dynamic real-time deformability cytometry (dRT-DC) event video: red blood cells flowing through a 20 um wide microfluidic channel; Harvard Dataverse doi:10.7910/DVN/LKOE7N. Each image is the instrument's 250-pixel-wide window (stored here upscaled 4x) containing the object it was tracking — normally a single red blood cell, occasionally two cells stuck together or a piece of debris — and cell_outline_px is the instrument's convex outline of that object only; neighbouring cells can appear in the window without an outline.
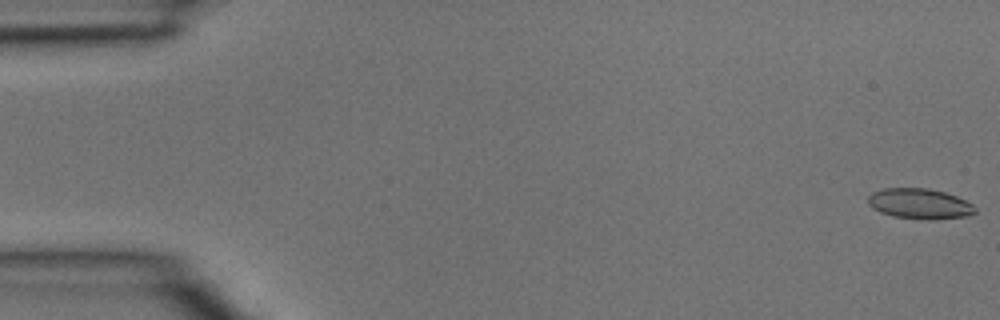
{"species": "common noctule bat (a hibernating species)", "species_latin": "Nyctalus noctula", "temperature_condition": "room temperature", "stored_images_in_passage": 5, "camera_frame_rate_fps": 3000, "um_per_image_px": 0.085, "animal": {"sex": "male", "body_mass_g": 15.6}, "frame": {"image": 1, "passage_image": 1, "time_ms": 0.0, "image_size_px": [1000, 320], "cell_outline_px": [[976, 212], [968, 216], [932, 220], [928, 220], [892, 216], [880, 212], [872, 208], [868, 204], [868, 196], [872, 192], [884, 188], [928, 188], [944, 192], [956, 196], [972, 204], [976, 208]], "centroid_in_image_um": [78.16, 17.32], "position_along_channel_um": 6.8, "area_um2": 19.07}}
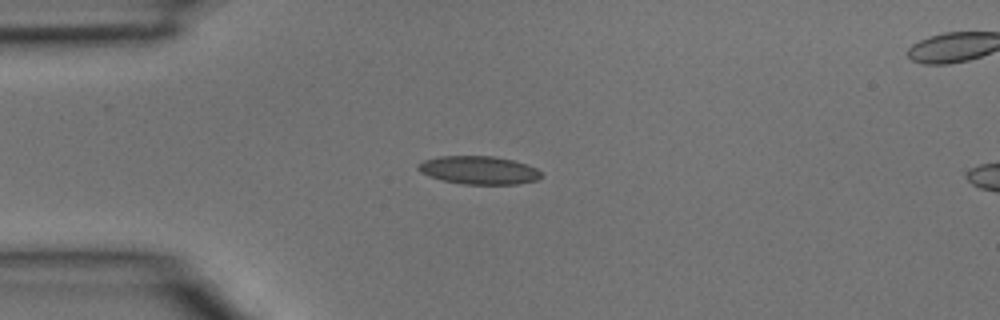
{"frame": {"image": 2, "passage_image": 4, "time_ms": 1.0, "image_size_px": [1000, 320], "cell_outline_px": [[544, 176], [536, 180], [516, 184], [464, 184], [444, 180], [428, 176], [420, 172], [416, 168], [416, 164], [424, 160], [440, 156], [492, 156], [512, 160], [536, 168]], "centroid_in_image_um": [40.66, 14.46], "position_along_channel_um": 44.3, "area_um2": 20.11}}